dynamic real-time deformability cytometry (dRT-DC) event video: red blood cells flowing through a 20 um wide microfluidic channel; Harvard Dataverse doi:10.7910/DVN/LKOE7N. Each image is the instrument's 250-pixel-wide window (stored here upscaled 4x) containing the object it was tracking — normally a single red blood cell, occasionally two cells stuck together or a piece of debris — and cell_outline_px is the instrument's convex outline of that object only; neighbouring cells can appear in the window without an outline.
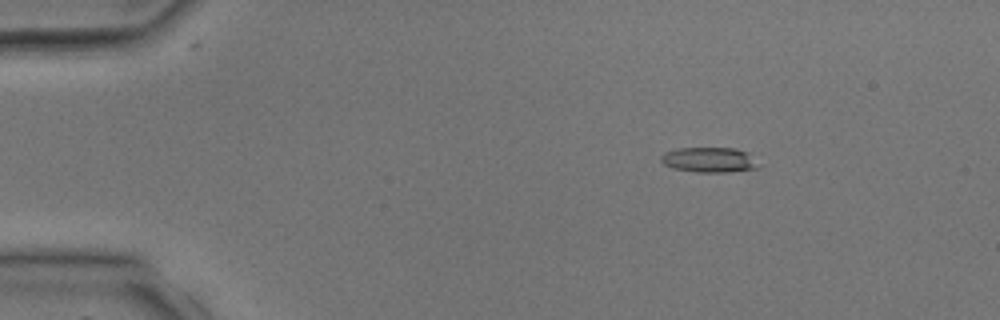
{"species": "common noctule bat (a hibernating species)", "species_latin": "Nyctalus noctula", "temperature_condition": "room temperature", "stored_images_in_passage": 3, "camera_frame_rate_fps": 3000, "um_per_image_px": 0.085, "animal": {"sex": "male", "body_mass_g": 17.9, "forearm_length_mm": 54.2}, "frame": {"image": 1, "passage_image": 1, "time_ms": 0.0, "image_size_px": [1000, 320], "cell_outline_px": [[760, 168], [728, 172], [696, 172], [672, 168], [664, 164], [660, 160], [660, 156], [664, 152], [676, 148], [736, 148], [748, 152], [760, 164]], "centroid_in_image_um": [60.3, 13.58], "position_along_channel_um": 24.7, "area_um2": 14.51}}
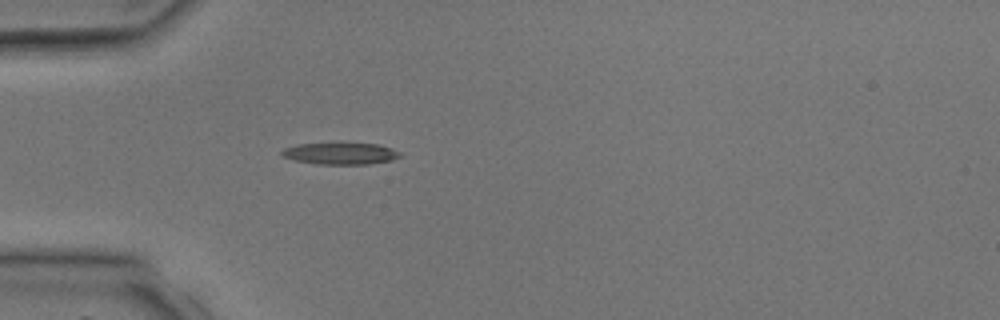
{"frame": {"image": 2, "passage_image": 3, "time_ms": 2.0, "image_size_px": [1000, 320], "cell_outline_px": [[400, 156], [392, 160], [368, 164], [316, 164], [296, 160], [284, 156], [280, 152], [284, 148], [296, 144], [376, 144], [392, 148], [400, 152]], "centroid_in_image_um": [28.95, 13.06], "position_along_channel_um": 56.1, "area_um2": 14.62}}